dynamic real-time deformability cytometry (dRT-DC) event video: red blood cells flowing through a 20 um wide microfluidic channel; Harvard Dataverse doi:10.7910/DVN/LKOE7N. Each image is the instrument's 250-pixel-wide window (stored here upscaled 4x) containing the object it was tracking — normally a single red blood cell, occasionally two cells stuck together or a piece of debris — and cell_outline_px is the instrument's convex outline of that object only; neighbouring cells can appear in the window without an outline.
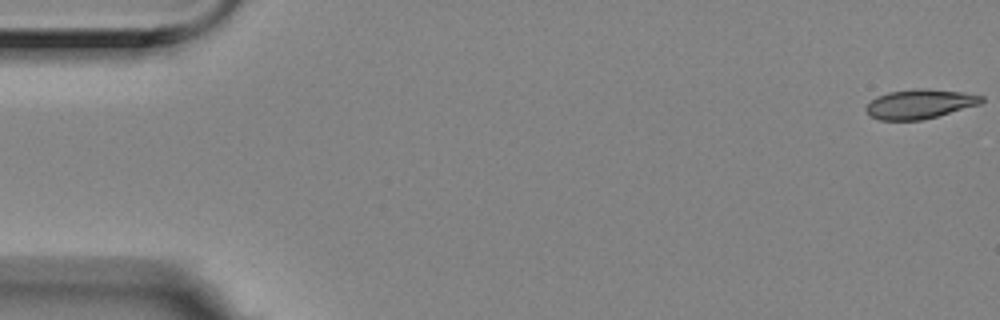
{"species": "Egyptian fruit bat (a non-hibernating species)", "species_latin": "Rousettus aegyptiacus", "temperature_condition": "room temperature", "stored_images_in_passage": 7, "camera_frame_rate_fps": 3000, "um_per_image_px": 0.085, "animal": {"sex": "female"}, "frame": {"image": 1, "passage_image": 1, "time_ms": 0.0, "image_size_px": [1000, 320], "cell_outline_px": [[984, 100], [980, 104], [936, 116], [920, 120], [880, 120], [872, 116], [864, 108], [876, 96], [888, 92], [912, 88], [924, 88], [964, 92], [984, 96]], "centroid_in_image_um": [78.18, 8.82], "position_along_channel_um": 6.8, "area_um2": 19.71}}
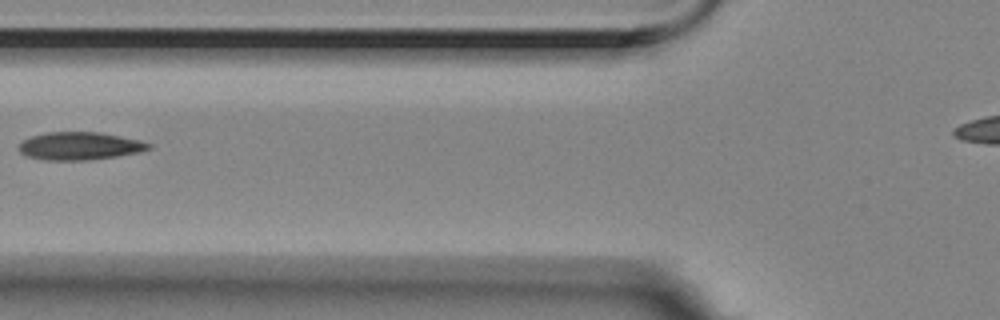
{"frame": {"image": 2, "passage_image": 7, "time_ms": 2.0, "image_size_px": [1000, 320], "cell_outline_px": [[152, 148], [140, 152], [92, 160], [44, 160], [28, 156], [20, 152], [20, 144], [24, 140], [32, 136], [48, 132], [100, 132], [140, 140], [152, 144]], "centroid_in_image_um": [6.82, 12.41], "position_along_channel_um": 119.0, "area_um2": 20.98}}